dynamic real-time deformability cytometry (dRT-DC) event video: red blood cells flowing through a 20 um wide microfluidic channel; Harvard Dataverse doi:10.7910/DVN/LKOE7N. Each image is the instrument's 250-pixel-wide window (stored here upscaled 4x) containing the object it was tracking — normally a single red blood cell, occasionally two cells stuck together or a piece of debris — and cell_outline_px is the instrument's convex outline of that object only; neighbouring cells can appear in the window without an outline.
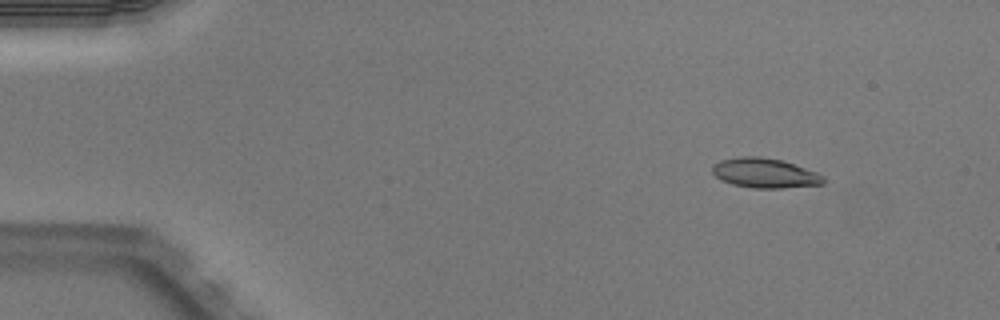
{"species": "Egyptian fruit bat (a non-hibernating species)", "species_latin": "Rousettus aegyptiacus", "temperature_condition": "warm", "stored_images_in_passage": 46, "camera_frame_rate_fps": 3000, "um_per_image_px": 0.085, "animal": {"sex": "male"}, "frame": {"image": 1, "passage_image": 1, "time_ms": 0.0, "image_size_px": [1000, 320], "cell_outline_px": [[824, 184], [784, 188], [752, 188], [732, 184], [720, 180], [712, 172], [712, 164], [720, 160], [740, 156], [760, 156], [780, 160], [816, 172], [824, 176]], "centroid_in_image_um": [64.97, 14.71], "position_along_channel_um": 20.0, "area_um2": 19.25}}
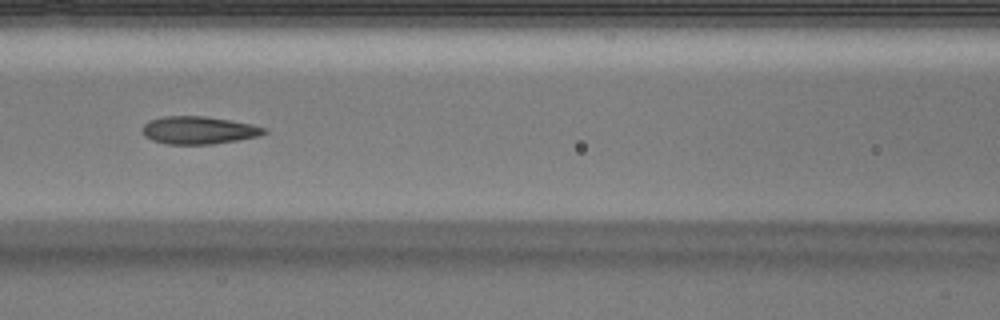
{"frame": {"image": 2, "passage_image": 18, "time_ms": 5.667, "image_size_px": [1000, 320], "cell_outline_px": [[268, 132], [260, 136], [212, 144], [168, 144], [152, 140], [144, 136], [144, 124], [148, 120], [164, 116], [204, 116], [252, 124], [268, 128]], "centroid_in_image_um": [16.92, 11.06], "position_along_channel_um": 149.7, "area_um2": 19.59}}
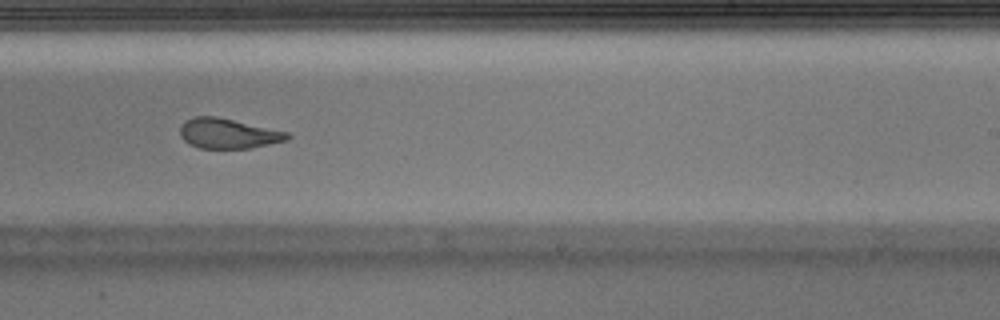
{"frame": {"image": 3, "passage_image": 27, "time_ms": 8.667, "image_size_px": [1000, 320], "cell_outline_px": [[292, 136], [288, 140], [252, 148], [200, 148], [184, 140], [180, 136], [180, 128], [184, 120], [196, 116], [216, 116], [288, 132]], "centroid_in_image_um": [19.41, 11.34], "position_along_channel_um": 269.6, "area_um2": 18.73}, "authors_computed_cell_mechanics": {"area_um2": 19.8543, "velocity_mm_per_s": 4.0035, "shape_relaxation_time_tau1_ms": 6.4647, "shape_relaxation_time_tau2_ms": 1.1764, "deformation_change_tau1": 0.2353, "deformation_change_tau2": 0.0773}}